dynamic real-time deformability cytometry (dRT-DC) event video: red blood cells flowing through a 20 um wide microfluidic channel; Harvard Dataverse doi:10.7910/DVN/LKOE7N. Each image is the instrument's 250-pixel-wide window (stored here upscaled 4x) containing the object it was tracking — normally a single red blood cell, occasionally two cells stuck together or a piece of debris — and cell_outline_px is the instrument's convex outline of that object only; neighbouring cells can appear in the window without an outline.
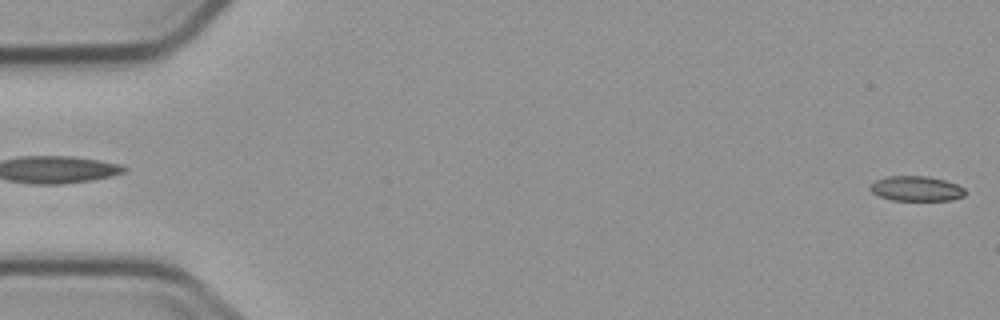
{"species": "common noctule bat (a hibernating species)", "species_latin": "Nyctalus noctula", "temperature_condition": "cold", "stored_images_in_passage": 6, "segment_of_instrument_passage": [2, 2], "camera_frame_rate_fps": 3000, "um_per_image_px": 0.085, "animal": {"sex": "male", "body_mass_g": 23.1, "forearm_length_mm": 52.7}, "frame": {"image": 1, "passage_image": 6, "time_ms": 5.667, "image_size_px": [1000, 320], "cell_outline_px": [[964, 196], [952, 200], [892, 200], [880, 196], [872, 192], [868, 188], [876, 180], [888, 176], [928, 176], [944, 180], [956, 184], [964, 188]], "centroid_in_image_um": [77.88, 16.03], "position_along_channel_um": 7.1, "area_um2": 13.7}}